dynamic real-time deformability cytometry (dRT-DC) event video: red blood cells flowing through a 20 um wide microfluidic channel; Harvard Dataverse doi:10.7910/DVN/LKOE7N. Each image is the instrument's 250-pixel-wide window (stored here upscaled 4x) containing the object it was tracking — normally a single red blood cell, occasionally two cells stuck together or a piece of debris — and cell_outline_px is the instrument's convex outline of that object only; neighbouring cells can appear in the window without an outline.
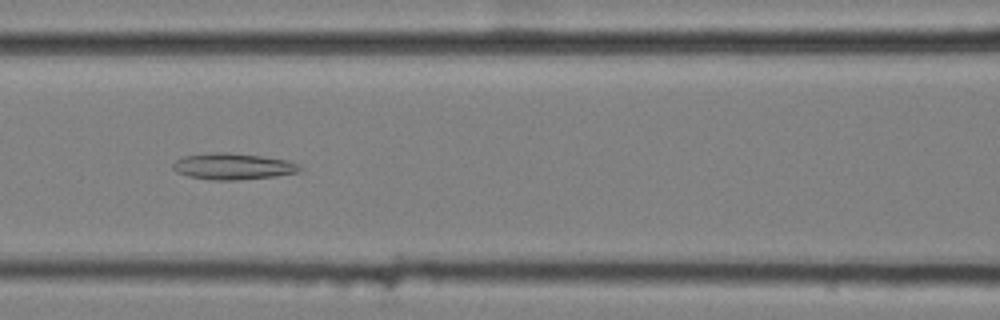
{"species": "common noctule bat (a hibernating species)", "species_latin": "Nyctalus noctula", "temperature_condition": "cold", "stored_images_in_passage": 10, "camera_frame_rate_fps": 3000, "um_per_image_px": 0.085, "animal": {"sex": "female", "body_mass_g": 25.1}, "frame": {"image": 1, "passage_image": 7, "time_ms": 2.0, "image_size_px": [1000, 320], "cell_outline_px": [[304, 168], [300, 172], [276, 176], [236, 180], [212, 180], [188, 176], [176, 172], [172, 168], [172, 164], [176, 160], [184, 156], [212, 152], [228, 152], [260, 156], [288, 160], [300, 164]], "centroid_in_image_um": [19.83, 14.14], "position_along_channel_um": 146.8, "area_um2": 19.65}}
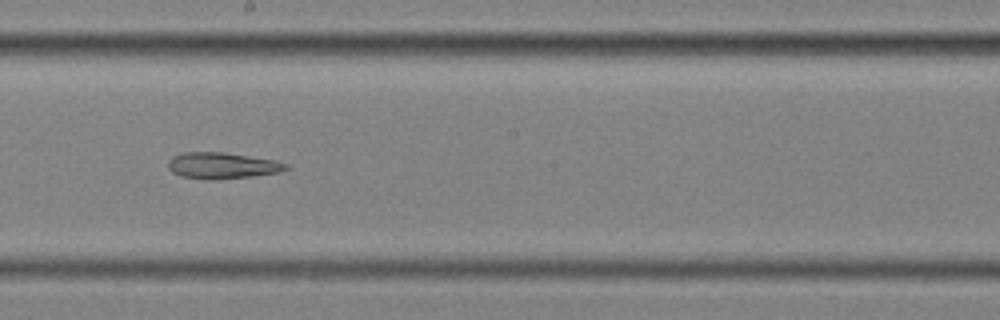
{"frame": {"image": 2, "passage_image": 9, "time_ms": 2.667, "image_size_px": [1000, 320], "cell_outline_px": [[288, 168], [280, 172], [252, 176], [212, 180], [204, 180], [180, 176], [172, 172], [168, 168], [168, 160], [172, 156], [184, 152], [224, 152], [276, 160], [288, 164]], "centroid_in_image_um": [18.86, 14.07], "position_along_channel_um": 229.3, "area_um2": 18.21}}
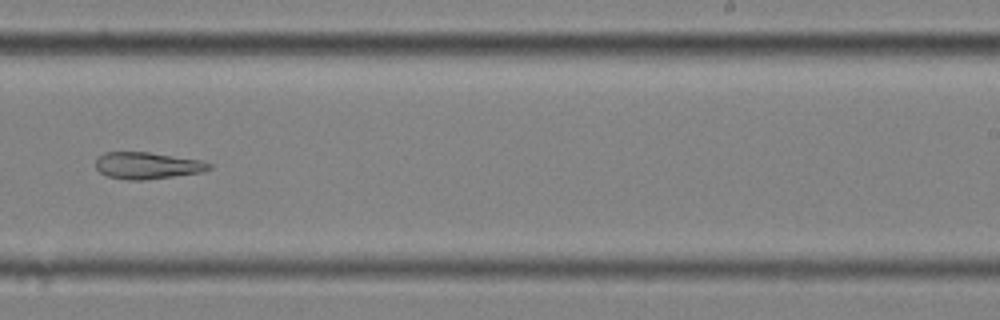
{"frame": {"image": 3, "passage_image": 10, "time_ms": 3.0, "image_size_px": [1000, 320], "cell_outline_px": [[212, 168], [204, 172], [144, 180], [128, 180], [108, 176], [100, 172], [96, 168], [96, 156], [104, 152], [148, 152], [200, 160], [212, 164]], "centroid_in_image_um": [12.51, 14.07], "position_along_channel_um": 276.5, "area_um2": 17.74}}